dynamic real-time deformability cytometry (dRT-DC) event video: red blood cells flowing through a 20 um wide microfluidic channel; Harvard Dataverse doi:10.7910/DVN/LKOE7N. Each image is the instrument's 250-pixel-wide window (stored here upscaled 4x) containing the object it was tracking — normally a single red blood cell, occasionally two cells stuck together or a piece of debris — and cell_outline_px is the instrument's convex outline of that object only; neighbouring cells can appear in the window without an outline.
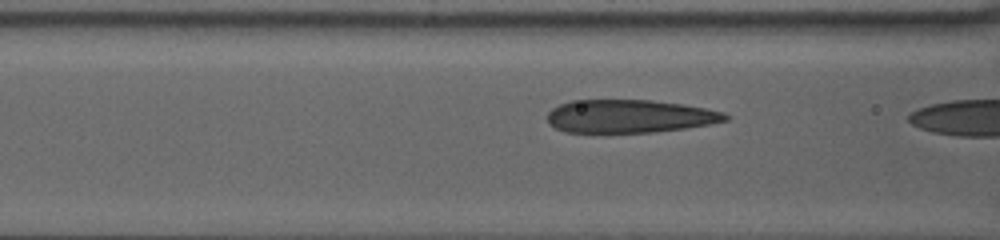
{"species": "human", "species_latin": "Homo sapiens", "temperature_condition": "warm", "stored_images_in_passage": 28, "segment_of_instrument_passage": [2, 2], "camera_frame_rate_fps": 3000, "um_per_image_px": 0.085, "donor": {"sex": "female"}, "frame": {"image": 1, "passage_image": 27, "time_ms": 8.667, "image_size_px": [1000, 240], "cell_outline_px": [[728, 120], [708, 124], [684, 128], [652, 132], [564, 132], [548, 124], [548, 112], [552, 108], [560, 104], [572, 100], [652, 100], [684, 104], [724, 112], [728, 116]], "centroid_in_image_um": [53.48, 9.87], "position_along_channel_um": 113.1, "area_um2": 34.22}}